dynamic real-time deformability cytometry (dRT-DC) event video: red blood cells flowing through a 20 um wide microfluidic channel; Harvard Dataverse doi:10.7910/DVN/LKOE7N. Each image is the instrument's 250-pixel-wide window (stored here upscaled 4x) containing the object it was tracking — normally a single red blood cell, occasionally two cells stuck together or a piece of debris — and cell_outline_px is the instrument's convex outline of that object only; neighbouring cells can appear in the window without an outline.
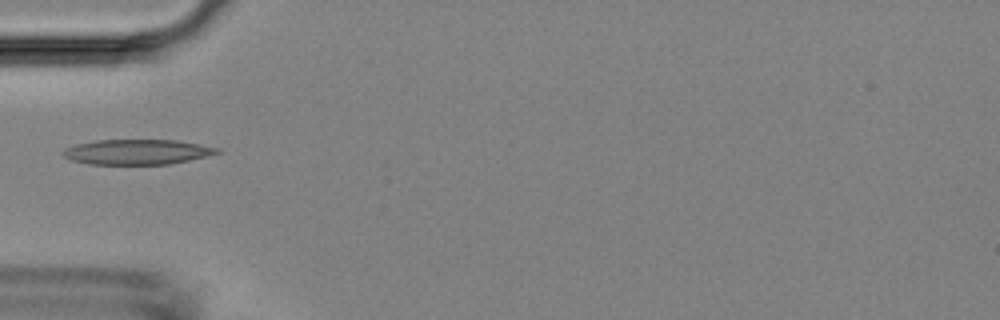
{"species": "Egyptian fruit bat (a non-hibernating species)", "species_latin": "Rousettus aegyptiacus", "temperature_condition": "room temperature", "stored_images_in_passage": 5, "camera_frame_rate_fps": 3000, "um_per_image_px": 0.085, "animal": {"sex": "female"}, "frame": {"image": 1, "passage_image": 5, "time_ms": 4.667, "image_size_px": [1000, 320], "cell_outline_px": [[220, 152], [208, 156], [168, 164], [88, 164], [68, 160], [60, 152], [64, 148], [76, 144], [96, 140], [176, 140], [200, 144], [220, 148]], "centroid_in_image_um": [11.61, 12.91], "position_along_channel_um": 73.4, "area_um2": 22.66}}